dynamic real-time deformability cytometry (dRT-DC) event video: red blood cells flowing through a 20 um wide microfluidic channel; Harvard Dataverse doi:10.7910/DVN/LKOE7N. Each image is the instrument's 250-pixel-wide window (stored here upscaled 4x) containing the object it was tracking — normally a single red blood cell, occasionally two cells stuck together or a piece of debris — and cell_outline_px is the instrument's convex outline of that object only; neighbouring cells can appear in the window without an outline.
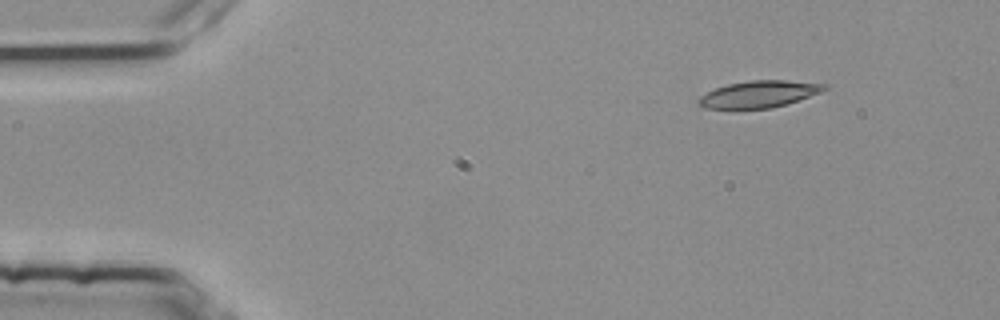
{"species": "common noctule bat (a hibernating species)", "species_latin": "Nyctalus noctula", "temperature_condition": "room temperature", "stored_images_in_passage": 55, "camera_frame_rate_fps": 3000, "um_per_image_px": 0.085, "animal": {"sex": "female", "body_mass_g": 25.1}, "frame": {"image": 1, "passage_image": 8, "time_ms": 2.333, "image_size_px": [1000, 320], "cell_outline_px": [[804, 96], [780, 104], [760, 108], [720, 108], [716, 92], [720, 88], [736, 84], [800, 84]], "centroid_in_image_um": [64.38, 8.09], "position_along_channel_um": 20.6, "area_um2": 12.77}}
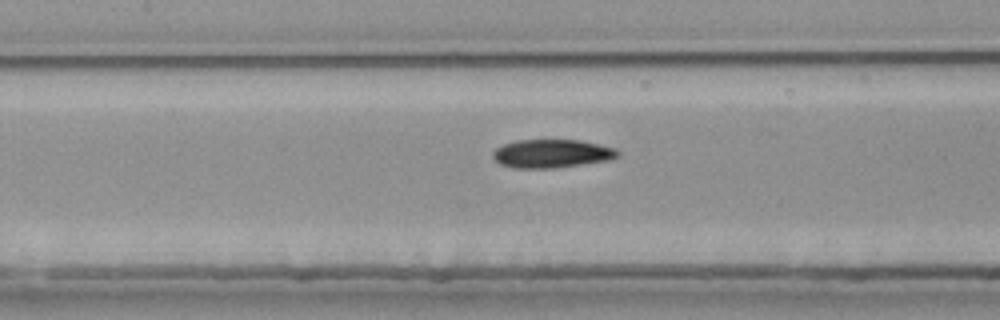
{"frame": {"image": 2, "passage_image": 26, "time_ms": 8.333, "image_size_px": [1000, 320], "cell_outline_px": [[612, 152], [608, 156], [588, 160], [560, 164], [512, 164], [500, 160], [496, 156], [504, 148], [520, 144], [584, 144], [604, 148]], "centroid_in_image_um": [46.82, 13.06], "position_along_channel_um": 160.6, "area_um2": 13.53}}
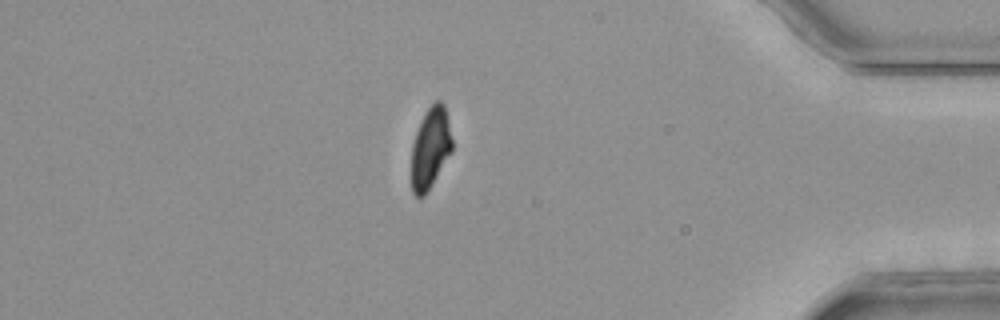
{"frame": {"image": 3, "passage_image": 48, "time_ms": 15.667, "image_size_px": [1000, 320], "cell_outline_px": [[452, 144], [428, 184], [420, 192], [416, 192], [412, 184], [412, 164], [416, 140], [424, 120], [428, 112], [436, 104], [444, 112]], "centroid_in_image_um": [36.56, 12.57], "position_along_channel_um": 398.6, "area_um2": 15.14}}